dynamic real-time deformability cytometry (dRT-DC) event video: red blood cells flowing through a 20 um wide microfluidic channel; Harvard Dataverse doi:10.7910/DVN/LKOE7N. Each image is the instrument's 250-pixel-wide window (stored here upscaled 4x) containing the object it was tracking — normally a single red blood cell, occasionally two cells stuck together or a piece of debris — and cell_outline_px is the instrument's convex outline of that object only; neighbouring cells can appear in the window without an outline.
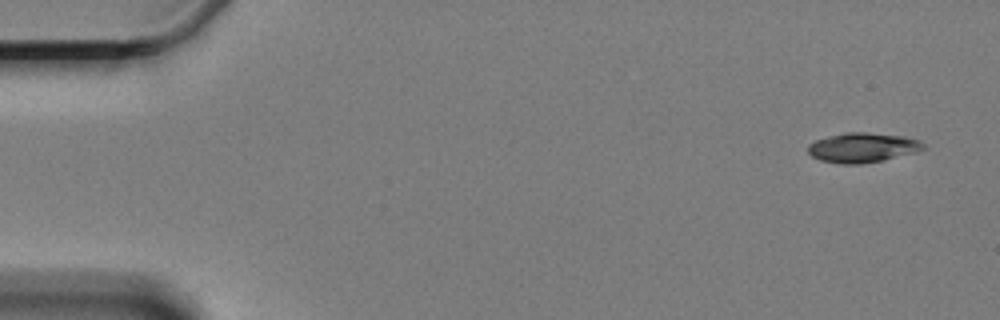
{"species": "Egyptian fruit bat (a non-hibernating species)", "species_latin": "Rousettus aegyptiacus", "temperature_condition": "cold", "stored_images_in_passage": 2, "camera_frame_rate_fps": 3000, "um_per_image_px": 0.085, "animal": {"sex": "female"}, "frame": {"image": 1, "passage_image": 1, "time_ms": 0.0, "image_size_px": [1000, 320], "cell_outline_px": [[924, 148], [912, 152], [880, 160], [860, 164], [840, 164], [820, 160], [812, 156], [808, 152], [808, 144], [816, 140], [844, 132], [868, 132], [900, 136], [920, 140], [924, 144]], "centroid_in_image_um": [73.25, 12.54], "position_along_channel_um": 11.8, "area_um2": 19.54}}